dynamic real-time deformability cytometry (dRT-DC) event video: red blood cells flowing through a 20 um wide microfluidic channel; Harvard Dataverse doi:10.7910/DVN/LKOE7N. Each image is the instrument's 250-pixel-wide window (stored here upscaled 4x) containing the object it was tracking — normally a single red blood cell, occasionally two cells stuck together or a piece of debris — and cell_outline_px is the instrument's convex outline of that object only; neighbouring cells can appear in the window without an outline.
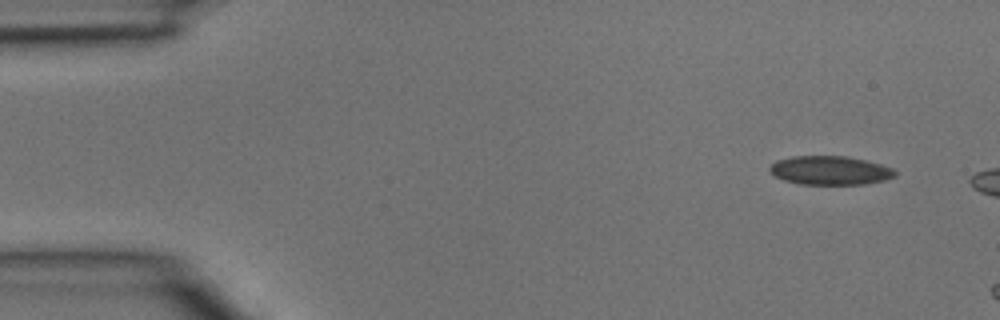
{"species": "common noctule bat (a hibernating species)", "species_latin": "Nyctalus noctula", "temperature_condition": "room temperature", "stored_images_in_passage": 2, "camera_frame_rate_fps": 3000, "um_per_image_px": 0.085, "animal": {"sex": "male", "body_mass_g": 15.6}, "frame": {"image": 1, "passage_image": 1, "time_ms": 0.0, "image_size_px": [1000, 320], "cell_outline_px": [[896, 176], [884, 180], [864, 184], [800, 184], [784, 180], [776, 176], [768, 168], [776, 160], [792, 156], [848, 156], [880, 164], [892, 168], [896, 172]], "centroid_in_image_um": [70.55, 14.48], "position_along_channel_um": 14.4, "area_um2": 20.92}}